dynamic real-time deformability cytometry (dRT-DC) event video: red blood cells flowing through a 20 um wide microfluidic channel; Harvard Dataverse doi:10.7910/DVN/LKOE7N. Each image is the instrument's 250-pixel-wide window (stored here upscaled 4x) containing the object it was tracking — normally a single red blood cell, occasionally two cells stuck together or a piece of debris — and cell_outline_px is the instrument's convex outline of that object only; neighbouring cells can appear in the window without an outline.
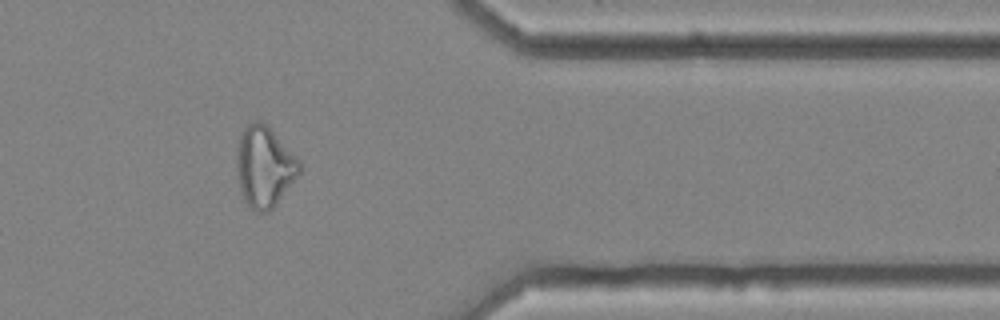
{"species": "common noctule bat (a hibernating species)", "species_latin": "Nyctalus noctula", "temperature_condition": "cold", "stored_images_in_passage": 33, "camera_frame_rate_fps": 3000, "um_per_image_px": 0.085, "animal": {"sex": "female", "body_mass_g": 25.1}, "frame": {"image": 1, "passage_image": 29, "time_ms": 9.333, "image_size_px": [1000, 320], "cell_outline_px": [[300, 172], [272, 208], [268, 212], [256, 212], [248, 208], [244, 200], [240, 188], [236, 168], [236, 148], [240, 136], [244, 128], [248, 124], [256, 120], [260, 120], [268, 124], [300, 160]], "centroid_in_image_um": [22.45, 14.14], "position_along_channel_um": 389.0, "area_um2": 29.71}, "authors_computed_cell_mechanics": {"area_um2": 25.5476, "velocity_mm_per_s": 3.6619, "shape_relaxation_time_tau1_ms": null, "shape_relaxation_time_tau2_ms": 1.8256, "deformation_change_tau1": null, "deformation_change_tau2": 0.1074}}